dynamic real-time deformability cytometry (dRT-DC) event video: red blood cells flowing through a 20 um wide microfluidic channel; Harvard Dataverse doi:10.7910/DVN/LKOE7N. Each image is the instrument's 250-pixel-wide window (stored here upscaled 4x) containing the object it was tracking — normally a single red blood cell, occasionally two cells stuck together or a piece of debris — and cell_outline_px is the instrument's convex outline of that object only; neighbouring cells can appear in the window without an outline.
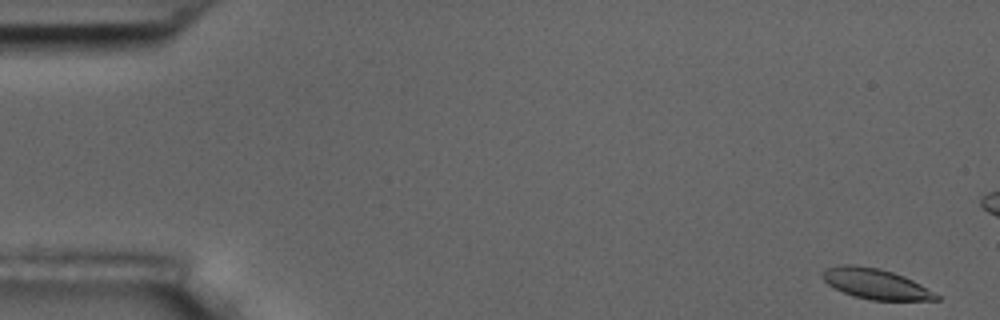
{"species": "common noctule bat (a hibernating species)", "species_latin": "Nyctalus noctula", "temperature_condition": "room temperature", "stored_images_in_passage": 5, "camera_frame_rate_fps": 3000, "um_per_image_px": 0.085, "animal": {"sex": "male", "body_mass_g": 17.5, "forearm_length_mm": 52.3}, "frame": {"image": 1, "passage_image": 1, "time_ms": 0.0, "image_size_px": [1000, 320], "cell_outline_px": [[940, 300], [868, 300], [844, 292], [828, 284], [820, 276], [824, 268], [840, 264], [856, 264], [880, 268], [904, 276], [920, 284], [940, 296]], "centroid_in_image_um": [74.4, 24.1], "position_along_channel_um": 10.6, "area_um2": 20.17}}